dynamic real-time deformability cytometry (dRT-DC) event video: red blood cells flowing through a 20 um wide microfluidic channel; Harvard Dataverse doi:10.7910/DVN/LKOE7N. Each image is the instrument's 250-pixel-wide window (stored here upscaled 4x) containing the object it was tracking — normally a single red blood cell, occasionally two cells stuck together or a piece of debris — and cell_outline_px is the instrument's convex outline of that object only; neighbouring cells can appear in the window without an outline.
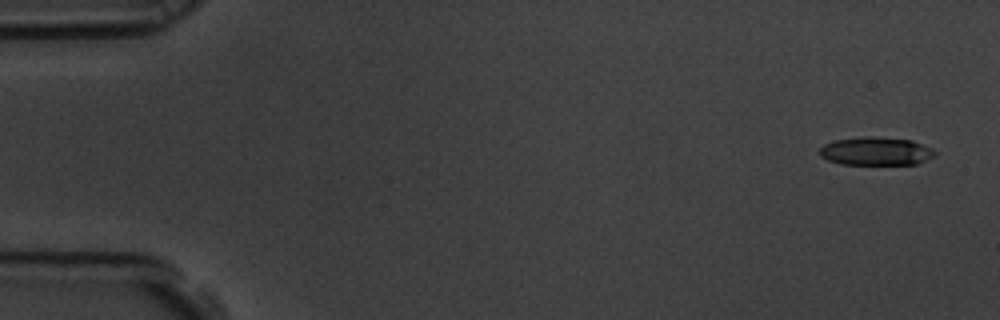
{"species": "common noctule bat (a hibernating species)", "species_latin": "Nyctalus noctula", "temperature_condition": "room temperature", "stored_images_in_passage": 10, "camera_frame_rate_fps": 3000, "um_per_image_px": 0.085, "animal": {"sex": "male", "body_mass_g": 19.5, "forearm_length_mm": 54.6}, "frame": {"image": 1, "passage_image": 1, "time_ms": 0.0, "image_size_px": [1000, 320], "cell_outline_px": [[936, 152], [932, 156], [916, 164], [840, 164], [828, 160], [820, 156], [820, 148], [824, 144], [836, 140], [864, 136], [872, 136], [912, 140], [932, 148]], "centroid_in_image_um": [74.43, 12.84], "position_along_channel_um": 10.6, "area_um2": 18.84}}
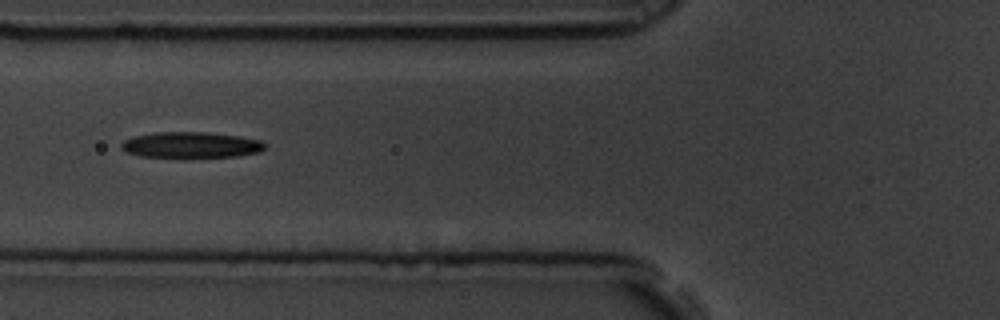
{"frame": {"image": 2, "passage_image": 7, "time_ms": 2.0, "image_size_px": [1000, 320], "cell_outline_px": [[264, 148], [260, 152], [236, 156], [180, 160], [140, 156], [128, 152], [120, 148], [120, 144], [124, 140], [132, 136], [152, 132], [208, 132], [240, 136], [260, 140], [264, 144]], "centroid_in_image_um": [16.18, 12.36], "position_along_channel_um": 109.6, "area_um2": 22.77}}
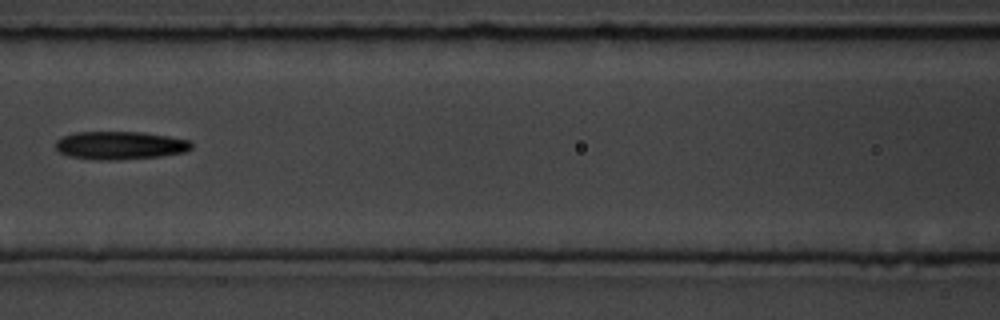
{"frame": {"image": 3, "passage_image": 8, "time_ms": 2.333, "image_size_px": [1000, 320], "cell_outline_px": [[192, 148], [184, 152], [160, 156], [116, 160], [100, 160], [72, 156], [60, 152], [56, 148], [56, 140], [64, 136], [76, 132], [144, 132], [192, 140]], "centroid_in_image_um": [10.25, 12.35], "position_along_channel_um": 156.3, "area_um2": 22.14}}